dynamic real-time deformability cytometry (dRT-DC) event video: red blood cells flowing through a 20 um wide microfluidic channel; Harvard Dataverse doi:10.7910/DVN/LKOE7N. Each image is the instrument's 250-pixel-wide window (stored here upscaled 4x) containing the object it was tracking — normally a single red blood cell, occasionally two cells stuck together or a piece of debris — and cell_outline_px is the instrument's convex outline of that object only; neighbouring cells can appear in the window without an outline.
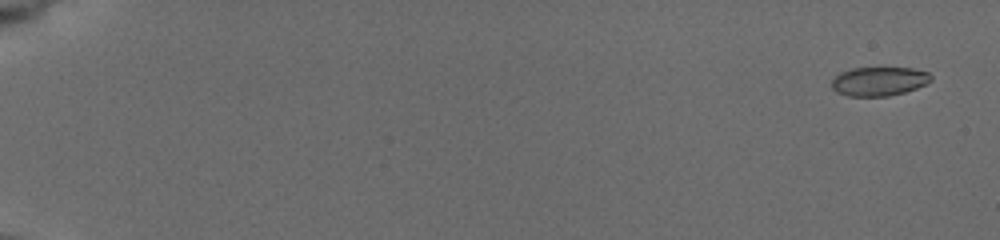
{"species": "common noctule bat (a hibernating species)", "species_latin": "Nyctalus noctula", "temperature_condition": "cold", "stored_images_in_passage": 6, "camera_frame_rate_fps": 3000, "um_per_image_px": 0.085, "animal": {"sex": "female", "body_mass_g": 19.5, "forearm_length_mm": 54.1}, "frame": {"image": 1, "passage_image": 1, "time_ms": 0.0, "image_size_px": [1000, 240], "cell_outline_px": [[932, 80], [916, 88], [904, 92], [888, 96], [848, 96], [836, 92], [832, 88], [832, 80], [840, 72], [852, 68], [912, 68], [928, 72], [932, 76]], "centroid_in_image_um": [74.7, 6.91], "position_along_channel_um": 10.3, "area_um2": 16.7}}
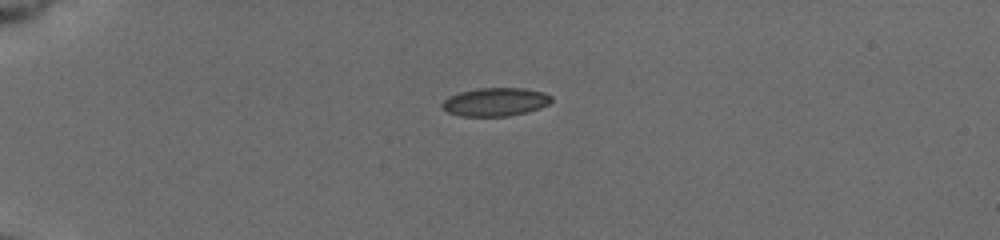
{"frame": {"image": 2, "passage_image": 5, "time_ms": 4.667, "image_size_px": [1000, 240], "cell_outline_px": [[552, 100], [548, 104], [540, 108], [508, 116], [460, 116], [448, 112], [440, 108], [440, 104], [448, 96], [460, 92], [480, 88], [524, 88], [544, 92], [552, 96]], "centroid_in_image_um": [42.08, 8.66], "position_along_channel_um": 42.9, "area_um2": 18.09}}